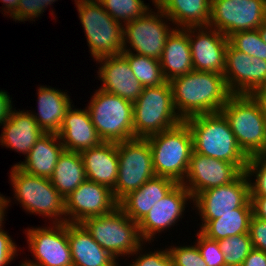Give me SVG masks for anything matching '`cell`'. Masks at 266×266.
<instances>
[{
  "mask_svg": "<svg viewBox=\"0 0 266 266\" xmlns=\"http://www.w3.org/2000/svg\"><path fill=\"white\" fill-rule=\"evenodd\" d=\"M64 146L56 133H44L33 145L25 161L15 164L27 174L50 178Z\"/></svg>",
  "mask_w": 266,
  "mask_h": 266,
  "instance_id": "obj_26",
  "label": "cell"
},
{
  "mask_svg": "<svg viewBox=\"0 0 266 266\" xmlns=\"http://www.w3.org/2000/svg\"><path fill=\"white\" fill-rule=\"evenodd\" d=\"M121 54L127 59L134 76L143 87L162 85L166 82L159 60L135 54L133 51Z\"/></svg>",
  "mask_w": 266,
  "mask_h": 266,
  "instance_id": "obj_32",
  "label": "cell"
},
{
  "mask_svg": "<svg viewBox=\"0 0 266 266\" xmlns=\"http://www.w3.org/2000/svg\"><path fill=\"white\" fill-rule=\"evenodd\" d=\"M159 61L163 77L168 82L193 71L188 27L175 28L171 32Z\"/></svg>",
  "mask_w": 266,
  "mask_h": 266,
  "instance_id": "obj_25",
  "label": "cell"
},
{
  "mask_svg": "<svg viewBox=\"0 0 266 266\" xmlns=\"http://www.w3.org/2000/svg\"><path fill=\"white\" fill-rule=\"evenodd\" d=\"M27 243L34 260H25V266H73L68 241V223L27 229Z\"/></svg>",
  "mask_w": 266,
  "mask_h": 266,
  "instance_id": "obj_13",
  "label": "cell"
},
{
  "mask_svg": "<svg viewBox=\"0 0 266 266\" xmlns=\"http://www.w3.org/2000/svg\"><path fill=\"white\" fill-rule=\"evenodd\" d=\"M87 180L115 188L119 170L117 143L102 142L80 152Z\"/></svg>",
  "mask_w": 266,
  "mask_h": 266,
  "instance_id": "obj_23",
  "label": "cell"
},
{
  "mask_svg": "<svg viewBox=\"0 0 266 266\" xmlns=\"http://www.w3.org/2000/svg\"><path fill=\"white\" fill-rule=\"evenodd\" d=\"M142 244L131 256L136 254V259L129 264V266H174L173 259L168 251L165 249L154 250V252L140 253L143 250ZM139 252V253H138ZM140 254L137 258V255Z\"/></svg>",
  "mask_w": 266,
  "mask_h": 266,
  "instance_id": "obj_40",
  "label": "cell"
},
{
  "mask_svg": "<svg viewBox=\"0 0 266 266\" xmlns=\"http://www.w3.org/2000/svg\"><path fill=\"white\" fill-rule=\"evenodd\" d=\"M266 20V0H211L208 26L227 38L236 32L258 29Z\"/></svg>",
  "mask_w": 266,
  "mask_h": 266,
  "instance_id": "obj_12",
  "label": "cell"
},
{
  "mask_svg": "<svg viewBox=\"0 0 266 266\" xmlns=\"http://www.w3.org/2000/svg\"><path fill=\"white\" fill-rule=\"evenodd\" d=\"M116 207L118 201L110 188L86 180L65 198L66 222L82 223L86 218L108 214Z\"/></svg>",
  "mask_w": 266,
  "mask_h": 266,
  "instance_id": "obj_15",
  "label": "cell"
},
{
  "mask_svg": "<svg viewBox=\"0 0 266 266\" xmlns=\"http://www.w3.org/2000/svg\"><path fill=\"white\" fill-rule=\"evenodd\" d=\"M168 251L174 266H207L196 244L192 246H172Z\"/></svg>",
  "mask_w": 266,
  "mask_h": 266,
  "instance_id": "obj_38",
  "label": "cell"
},
{
  "mask_svg": "<svg viewBox=\"0 0 266 266\" xmlns=\"http://www.w3.org/2000/svg\"><path fill=\"white\" fill-rule=\"evenodd\" d=\"M248 157L266 152V117L250 95L232 94L220 111Z\"/></svg>",
  "mask_w": 266,
  "mask_h": 266,
  "instance_id": "obj_4",
  "label": "cell"
},
{
  "mask_svg": "<svg viewBox=\"0 0 266 266\" xmlns=\"http://www.w3.org/2000/svg\"><path fill=\"white\" fill-rule=\"evenodd\" d=\"M134 138H147L173 128L183 120L177 114L170 82L144 87L133 103Z\"/></svg>",
  "mask_w": 266,
  "mask_h": 266,
  "instance_id": "obj_5",
  "label": "cell"
},
{
  "mask_svg": "<svg viewBox=\"0 0 266 266\" xmlns=\"http://www.w3.org/2000/svg\"><path fill=\"white\" fill-rule=\"evenodd\" d=\"M8 94L7 91L0 90V126L9 117L13 109L12 98Z\"/></svg>",
  "mask_w": 266,
  "mask_h": 266,
  "instance_id": "obj_45",
  "label": "cell"
},
{
  "mask_svg": "<svg viewBox=\"0 0 266 266\" xmlns=\"http://www.w3.org/2000/svg\"><path fill=\"white\" fill-rule=\"evenodd\" d=\"M228 42L251 57L266 60V43L261 39L258 29L233 33L228 37Z\"/></svg>",
  "mask_w": 266,
  "mask_h": 266,
  "instance_id": "obj_35",
  "label": "cell"
},
{
  "mask_svg": "<svg viewBox=\"0 0 266 266\" xmlns=\"http://www.w3.org/2000/svg\"><path fill=\"white\" fill-rule=\"evenodd\" d=\"M241 266H266V253L253 248Z\"/></svg>",
  "mask_w": 266,
  "mask_h": 266,
  "instance_id": "obj_44",
  "label": "cell"
},
{
  "mask_svg": "<svg viewBox=\"0 0 266 266\" xmlns=\"http://www.w3.org/2000/svg\"><path fill=\"white\" fill-rule=\"evenodd\" d=\"M253 63V91L266 84V60L252 57Z\"/></svg>",
  "mask_w": 266,
  "mask_h": 266,
  "instance_id": "obj_43",
  "label": "cell"
},
{
  "mask_svg": "<svg viewBox=\"0 0 266 266\" xmlns=\"http://www.w3.org/2000/svg\"><path fill=\"white\" fill-rule=\"evenodd\" d=\"M184 121L192 133L194 152L233 163L245 172L249 158L239 147L228 120L221 112L199 114Z\"/></svg>",
  "mask_w": 266,
  "mask_h": 266,
  "instance_id": "obj_2",
  "label": "cell"
},
{
  "mask_svg": "<svg viewBox=\"0 0 266 266\" xmlns=\"http://www.w3.org/2000/svg\"><path fill=\"white\" fill-rule=\"evenodd\" d=\"M261 39L266 43V20L262 23V25L258 28Z\"/></svg>",
  "mask_w": 266,
  "mask_h": 266,
  "instance_id": "obj_50",
  "label": "cell"
},
{
  "mask_svg": "<svg viewBox=\"0 0 266 266\" xmlns=\"http://www.w3.org/2000/svg\"><path fill=\"white\" fill-rule=\"evenodd\" d=\"M226 266H241L253 249L249 233L218 240Z\"/></svg>",
  "mask_w": 266,
  "mask_h": 266,
  "instance_id": "obj_34",
  "label": "cell"
},
{
  "mask_svg": "<svg viewBox=\"0 0 266 266\" xmlns=\"http://www.w3.org/2000/svg\"><path fill=\"white\" fill-rule=\"evenodd\" d=\"M193 200L190 192L177 183L170 192L154 204L148 214L138 223V230L143 242L154 241L155 235L169 229L183 218L185 205ZM154 236V237H153Z\"/></svg>",
  "mask_w": 266,
  "mask_h": 266,
  "instance_id": "obj_18",
  "label": "cell"
},
{
  "mask_svg": "<svg viewBox=\"0 0 266 266\" xmlns=\"http://www.w3.org/2000/svg\"><path fill=\"white\" fill-rule=\"evenodd\" d=\"M223 76L231 94L249 95L253 92L252 57L228 43Z\"/></svg>",
  "mask_w": 266,
  "mask_h": 266,
  "instance_id": "obj_29",
  "label": "cell"
},
{
  "mask_svg": "<svg viewBox=\"0 0 266 266\" xmlns=\"http://www.w3.org/2000/svg\"><path fill=\"white\" fill-rule=\"evenodd\" d=\"M175 28L208 27L211 0H155Z\"/></svg>",
  "mask_w": 266,
  "mask_h": 266,
  "instance_id": "obj_28",
  "label": "cell"
},
{
  "mask_svg": "<svg viewBox=\"0 0 266 266\" xmlns=\"http://www.w3.org/2000/svg\"><path fill=\"white\" fill-rule=\"evenodd\" d=\"M150 145L156 176L182 183L194 151L191 130L185 121L173 128L145 138Z\"/></svg>",
  "mask_w": 266,
  "mask_h": 266,
  "instance_id": "obj_3",
  "label": "cell"
},
{
  "mask_svg": "<svg viewBox=\"0 0 266 266\" xmlns=\"http://www.w3.org/2000/svg\"><path fill=\"white\" fill-rule=\"evenodd\" d=\"M248 233L253 248L262 250L266 253V220L259 219L252 215Z\"/></svg>",
  "mask_w": 266,
  "mask_h": 266,
  "instance_id": "obj_41",
  "label": "cell"
},
{
  "mask_svg": "<svg viewBox=\"0 0 266 266\" xmlns=\"http://www.w3.org/2000/svg\"><path fill=\"white\" fill-rule=\"evenodd\" d=\"M71 106L63 119L57 135L66 151L81 152L97 147L103 141L94 127L90 114L85 109H76Z\"/></svg>",
  "mask_w": 266,
  "mask_h": 266,
  "instance_id": "obj_20",
  "label": "cell"
},
{
  "mask_svg": "<svg viewBox=\"0 0 266 266\" xmlns=\"http://www.w3.org/2000/svg\"><path fill=\"white\" fill-rule=\"evenodd\" d=\"M156 9L157 13L149 10L145 15L123 25V52L133 50L135 54L160 60L166 40L175 28L170 27V22L167 24L170 19L166 14Z\"/></svg>",
  "mask_w": 266,
  "mask_h": 266,
  "instance_id": "obj_11",
  "label": "cell"
},
{
  "mask_svg": "<svg viewBox=\"0 0 266 266\" xmlns=\"http://www.w3.org/2000/svg\"><path fill=\"white\" fill-rule=\"evenodd\" d=\"M57 0H19L17 11L11 16L15 21L34 20L40 17L45 8Z\"/></svg>",
  "mask_w": 266,
  "mask_h": 266,
  "instance_id": "obj_39",
  "label": "cell"
},
{
  "mask_svg": "<svg viewBox=\"0 0 266 266\" xmlns=\"http://www.w3.org/2000/svg\"><path fill=\"white\" fill-rule=\"evenodd\" d=\"M95 61L100 63L97 73L103 85L99 89L132 103L138 99L144 87L122 54L101 57Z\"/></svg>",
  "mask_w": 266,
  "mask_h": 266,
  "instance_id": "obj_19",
  "label": "cell"
},
{
  "mask_svg": "<svg viewBox=\"0 0 266 266\" xmlns=\"http://www.w3.org/2000/svg\"><path fill=\"white\" fill-rule=\"evenodd\" d=\"M0 1L5 6L4 8H2V10H4V12L7 13L6 15L10 14L9 17H11L17 11L19 0H0Z\"/></svg>",
  "mask_w": 266,
  "mask_h": 266,
  "instance_id": "obj_48",
  "label": "cell"
},
{
  "mask_svg": "<svg viewBox=\"0 0 266 266\" xmlns=\"http://www.w3.org/2000/svg\"><path fill=\"white\" fill-rule=\"evenodd\" d=\"M188 38L193 70L223 75L228 38L209 26L188 27Z\"/></svg>",
  "mask_w": 266,
  "mask_h": 266,
  "instance_id": "obj_17",
  "label": "cell"
},
{
  "mask_svg": "<svg viewBox=\"0 0 266 266\" xmlns=\"http://www.w3.org/2000/svg\"><path fill=\"white\" fill-rule=\"evenodd\" d=\"M177 114L185 119L218 113L232 95L224 76L215 72L191 71L170 81Z\"/></svg>",
  "mask_w": 266,
  "mask_h": 266,
  "instance_id": "obj_1",
  "label": "cell"
},
{
  "mask_svg": "<svg viewBox=\"0 0 266 266\" xmlns=\"http://www.w3.org/2000/svg\"><path fill=\"white\" fill-rule=\"evenodd\" d=\"M81 224L116 259L125 255L129 257L144 244L138 223L129 218L119 206L108 214L86 218Z\"/></svg>",
  "mask_w": 266,
  "mask_h": 266,
  "instance_id": "obj_9",
  "label": "cell"
},
{
  "mask_svg": "<svg viewBox=\"0 0 266 266\" xmlns=\"http://www.w3.org/2000/svg\"><path fill=\"white\" fill-rule=\"evenodd\" d=\"M38 113H31L45 133H58L67 110L73 105L67 92L50 86L37 89Z\"/></svg>",
  "mask_w": 266,
  "mask_h": 266,
  "instance_id": "obj_27",
  "label": "cell"
},
{
  "mask_svg": "<svg viewBox=\"0 0 266 266\" xmlns=\"http://www.w3.org/2000/svg\"><path fill=\"white\" fill-rule=\"evenodd\" d=\"M245 173L249 179L250 197H266V157H250ZM252 176L256 177L254 182L251 180Z\"/></svg>",
  "mask_w": 266,
  "mask_h": 266,
  "instance_id": "obj_36",
  "label": "cell"
},
{
  "mask_svg": "<svg viewBox=\"0 0 266 266\" xmlns=\"http://www.w3.org/2000/svg\"><path fill=\"white\" fill-rule=\"evenodd\" d=\"M249 95L258 104L260 111L266 117V84L264 86L256 88Z\"/></svg>",
  "mask_w": 266,
  "mask_h": 266,
  "instance_id": "obj_47",
  "label": "cell"
},
{
  "mask_svg": "<svg viewBox=\"0 0 266 266\" xmlns=\"http://www.w3.org/2000/svg\"><path fill=\"white\" fill-rule=\"evenodd\" d=\"M243 172L233 163L193 151L188 172L181 183L194 198L198 193L235 181Z\"/></svg>",
  "mask_w": 266,
  "mask_h": 266,
  "instance_id": "obj_16",
  "label": "cell"
},
{
  "mask_svg": "<svg viewBox=\"0 0 266 266\" xmlns=\"http://www.w3.org/2000/svg\"><path fill=\"white\" fill-rule=\"evenodd\" d=\"M253 215L251 199L241 208L233 210V213L220 215L214 220H202L200 232L212 240H220L230 236L246 234L249 232L250 219Z\"/></svg>",
  "mask_w": 266,
  "mask_h": 266,
  "instance_id": "obj_30",
  "label": "cell"
},
{
  "mask_svg": "<svg viewBox=\"0 0 266 266\" xmlns=\"http://www.w3.org/2000/svg\"><path fill=\"white\" fill-rule=\"evenodd\" d=\"M2 125L0 145L26 156L37 140L45 133L28 110L12 109L9 117Z\"/></svg>",
  "mask_w": 266,
  "mask_h": 266,
  "instance_id": "obj_22",
  "label": "cell"
},
{
  "mask_svg": "<svg viewBox=\"0 0 266 266\" xmlns=\"http://www.w3.org/2000/svg\"><path fill=\"white\" fill-rule=\"evenodd\" d=\"M86 107L103 142L134 139L133 103L98 89Z\"/></svg>",
  "mask_w": 266,
  "mask_h": 266,
  "instance_id": "obj_8",
  "label": "cell"
},
{
  "mask_svg": "<svg viewBox=\"0 0 266 266\" xmlns=\"http://www.w3.org/2000/svg\"><path fill=\"white\" fill-rule=\"evenodd\" d=\"M17 248L10 235L4 230L0 231V266L8 265L18 255Z\"/></svg>",
  "mask_w": 266,
  "mask_h": 266,
  "instance_id": "obj_42",
  "label": "cell"
},
{
  "mask_svg": "<svg viewBox=\"0 0 266 266\" xmlns=\"http://www.w3.org/2000/svg\"><path fill=\"white\" fill-rule=\"evenodd\" d=\"M94 60L123 52V24L115 21L98 0H74Z\"/></svg>",
  "mask_w": 266,
  "mask_h": 266,
  "instance_id": "obj_6",
  "label": "cell"
},
{
  "mask_svg": "<svg viewBox=\"0 0 266 266\" xmlns=\"http://www.w3.org/2000/svg\"><path fill=\"white\" fill-rule=\"evenodd\" d=\"M49 179L54 188L64 198H67L81 183L87 180L80 152L64 150Z\"/></svg>",
  "mask_w": 266,
  "mask_h": 266,
  "instance_id": "obj_31",
  "label": "cell"
},
{
  "mask_svg": "<svg viewBox=\"0 0 266 266\" xmlns=\"http://www.w3.org/2000/svg\"><path fill=\"white\" fill-rule=\"evenodd\" d=\"M250 200V184L245 172L235 181L219 187L207 189L193 198L201 220H214L220 215L233 213Z\"/></svg>",
  "mask_w": 266,
  "mask_h": 266,
  "instance_id": "obj_14",
  "label": "cell"
},
{
  "mask_svg": "<svg viewBox=\"0 0 266 266\" xmlns=\"http://www.w3.org/2000/svg\"><path fill=\"white\" fill-rule=\"evenodd\" d=\"M119 170L115 188L112 190L119 202L129 192L139 189L156 175L152 165L149 142L144 138H134L117 143Z\"/></svg>",
  "mask_w": 266,
  "mask_h": 266,
  "instance_id": "obj_10",
  "label": "cell"
},
{
  "mask_svg": "<svg viewBox=\"0 0 266 266\" xmlns=\"http://www.w3.org/2000/svg\"><path fill=\"white\" fill-rule=\"evenodd\" d=\"M197 240L194 242L207 266H226L224 262V254L220 249L219 243L197 232Z\"/></svg>",
  "mask_w": 266,
  "mask_h": 266,
  "instance_id": "obj_37",
  "label": "cell"
},
{
  "mask_svg": "<svg viewBox=\"0 0 266 266\" xmlns=\"http://www.w3.org/2000/svg\"><path fill=\"white\" fill-rule=\"evenodd\" d=\"M10 173L14 198L24 210L41 214L50 220L55 219L51 224L66 223L65 198L54 188L49 178L27 174L15 165Z\"/></svg>",
  "mask_w": 266,
  "mask_h": 266,
  "instance_id": "obj_7",
  "label": "cell"
},
{
  "mask_svg": "<svg viewBox=\"0 0 266 266\" xmlns=\"http://www.w3.org/2000/svg\"><path fill=\"white\" fill-rule=\"evenodd\" d=\"M253 215L259 219L266 220V197H250Z\"/></svg>",
  "mask_w": 266,
  "mask_h": 266,
  "instance_id": "obj_46",
  "label": "cell"
},
{
  "mask_svg": "<svg viewBox=\"0 0 266 266\" xmlns=\"http://www.w3.org/2000/svg\"><path fill=\"white\" fill-rule=\"evenodd\" d=\"M73 266H117V259L101 247L81 223H68Z\"/></svg>",
  "mask_w": 266,
  "mask_h": 266,
  "instance_id": "obj_24",
  "label": "cell"
},
{
  "mask_svg": "<svg viewBox=\"0 0 266 266\" xmlns=\"http://www.w3.org/2000/svg\"><path fill=\"white\" fill-rule=\"evenodd\" d=\"M11 202L7 197L5 198V196H3L2 194H0V231H2V224L4 221V216H5V209L8 208V206L10 205ZM9 204V205H8Z\"/></svg>",
  "mask_w": 266,
  "mask_h": 266,
  "instance_id": "obj_49",
  "label": "cell"
},
{
  "mask_svg": "<svg viewBox=\"0 0 266 266\" xmlns=\"http://www.w3.org/2000/svg\"><path fill=\"white\" fill-rule=\"evenodd\" d=\"M105 11L115 20L126 24L145 15L150 7L143 0H98ZM123 20V21H122ZM123 22V23H122Z\"/></svg>",
  "mask_w": 266,
  "mask_h": 266,
  "instance_id": "obj_33",
  "label": "cell"
},
{
  "mask_svg": "<svg viewBox=\"0 0 266 266\" xmlns=\"http://www.w3.org/2000/svg\"><path fill=\"white\" fill-rule=\"evenodd\" d=\"M177 182L168 177L155 176L139 189L129 192L118 206L133 221L139 223L155 203L164 198Z\"/></svg>",
  "mask_w": 266,
  "mask_h": 266,
  "instance_id": "obj_21",
  "label": "cell"
}]
</instances>
